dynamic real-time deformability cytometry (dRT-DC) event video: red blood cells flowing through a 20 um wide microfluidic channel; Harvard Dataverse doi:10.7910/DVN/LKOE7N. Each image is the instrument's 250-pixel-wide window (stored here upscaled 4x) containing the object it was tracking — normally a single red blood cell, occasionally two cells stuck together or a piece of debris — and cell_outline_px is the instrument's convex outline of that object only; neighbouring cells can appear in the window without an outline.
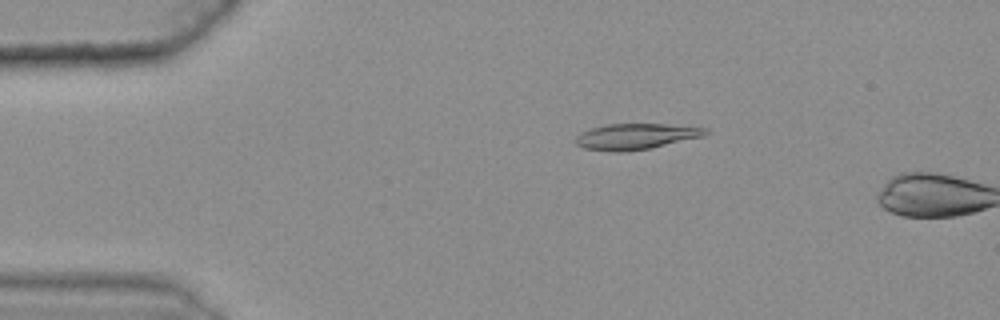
{"species": "common noctule bat (a hibernating species)", "species_latin": "Nyctalus noctula", "temperature_condition": "warm", "stored_images_in_passage": 13, "camera_frame_rate_fps": 3000, "um_per_image_px": 0.085, "animal": {"sex": "female", "body_mass_g": 25.1}, "frame": {"image": 1, "passage_image": 11, "time_ms": 3.333, "image_size_px": [1000, 320], "cell_outline_px": [[708, 132], [704, 136], [648, 148], [620, 152], [612, 152], [584, 148], [576, 144], [576, 136], [580, 132], [592, 128], [608, 124], [664, 124], [708, 128]], "centroid_in_image_um": [54.02, 11.59], "position_along_channel_um": 31.0, "area_um2": 19.31}}